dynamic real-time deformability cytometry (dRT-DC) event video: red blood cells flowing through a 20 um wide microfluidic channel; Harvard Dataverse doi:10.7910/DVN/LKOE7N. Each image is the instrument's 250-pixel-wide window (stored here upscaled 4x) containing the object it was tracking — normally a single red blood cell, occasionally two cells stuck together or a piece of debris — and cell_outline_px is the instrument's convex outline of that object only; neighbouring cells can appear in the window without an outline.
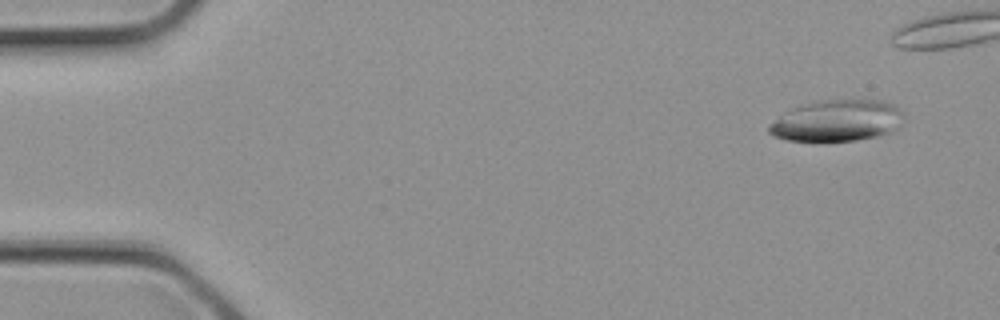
{"species": "common noctule bat (a hibernating species)", "species_latin": "Nyctalus noctula", "temperature_condition": "cold", "stored_images_in_passage": 9, "camera_frame_rate_fps": 3000, "um_per_image_px": 0.085, "animal": {"sex": "female", "body_mass_g": 21.9}, "frame": {"image": 1, "passage_image": 1, "time_ms": 0.0, "image_size_px": [1000, 320], "cell_outline_px": [[904, 116], [900, 124], [892, 132], [876, 136], [856, 140], [824, 144], [784, 140], [772, 136], [768, 132], [768, 124], [784, 112], [792, 108], [816, 100], [880, 100], [892, 104], [900, 108], [904, 112]], "centroid_in_image_um": [71.09, 10.3], "position_along_channel_um": 13.9, "area_um2": 33.58}}
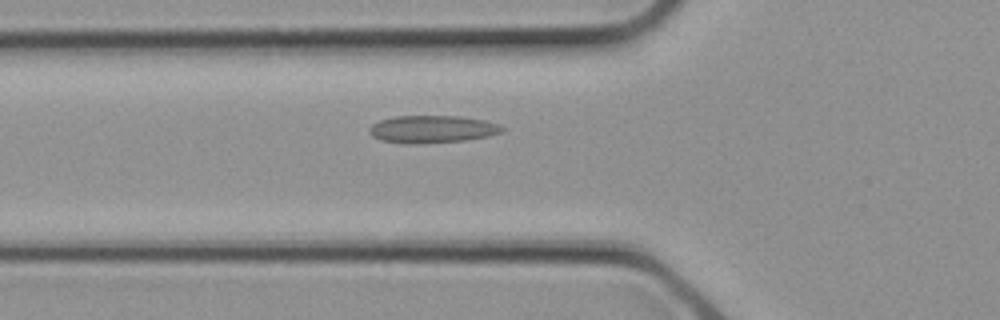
{"frame": {"image": 2, "passage_image": 4, "time_ms": 1.0, "image_size_px": [1000, 320], "cell_outline_px": [[504, 132], [488, 136], [464, 140], [408, 144], [380, 140], [372, 136], [368, 132], [368, 128], [372, 124], [380, 120], [396, 116], [460, 116], [484, 120], [500, 124], [504, 128]], "centroid_in_image_um": [36.73, 10.97], "position_along_channel_um": 89.1, "area_um2": 21.27}}
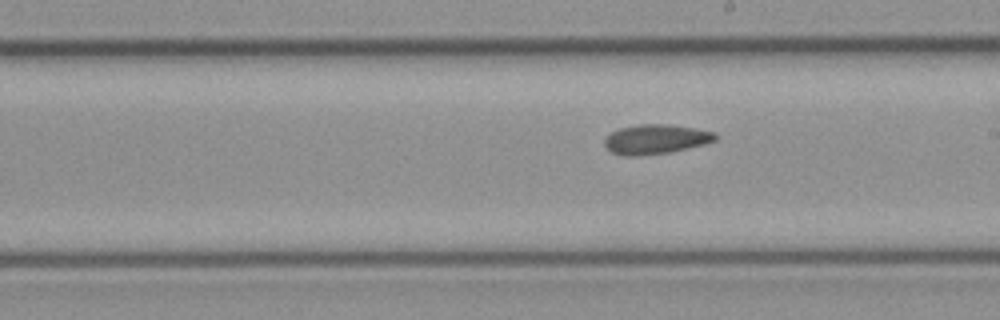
{"frame": {"image": 3, "passage_image": 9, "time_ms": 2.667, "image_size_px": [1000, 320], "cell_outline_px": [[716, 140], [704, 144], [668, 152], [636, 156], [624, 156], [612, 152], [604, 144], [604, 140], [612, 132], [620, 128], [636, 124], [664, 124], [692, 128], [716, 132]], "centroid_in_image_um": [55.72, 11.83], "position_along_channel_um": 233.3, "area_um2": 18.79}}